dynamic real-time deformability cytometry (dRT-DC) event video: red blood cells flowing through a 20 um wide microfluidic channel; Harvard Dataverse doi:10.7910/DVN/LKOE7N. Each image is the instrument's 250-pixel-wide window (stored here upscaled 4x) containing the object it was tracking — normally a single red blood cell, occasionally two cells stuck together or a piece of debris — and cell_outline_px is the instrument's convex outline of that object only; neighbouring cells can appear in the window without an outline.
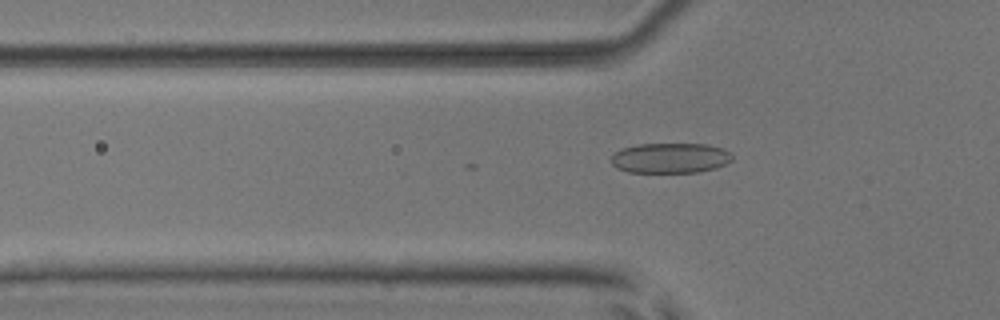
{"species": "common noctule bat (a hibernating species)", "species_latin": "Nyctalus noctula", "temperature_condition": "room temperature", "stored_images_in_passage": 27, "camera_frame_rate_fps": 3000, "um_per_image_px": 0.085, "animal": {"sex": "male", "body_mass_g": 17.9, "forearm_length_mm": 54.2}, "frame": {"image": 1, "passage_image": 18, "time_ms": 5.667, "image_size_px": [1000, 320], "cell_outline_px": [[732, 160], [716, 168], [700, 172], [628, 172], [616, 168], [612, 164], [612, 156], [620, 148], [640, 144], [708, 144], [724, 148], [732, 152]], "centroid_in_image_um": [57.0, 13.43], "position_along_channel_um": 68.8, "area_um2": 21.44}}
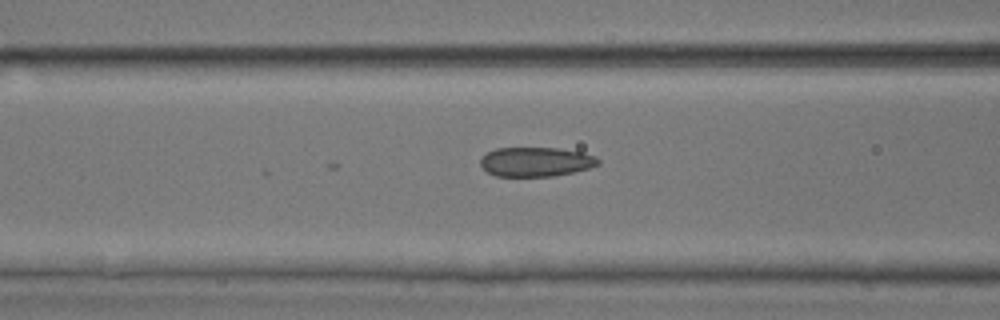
{"frame": {"image": 2, "passage_image": 22, "time_ms": 7.0, "image_size_px": [1000, 320], "cell_outline_px": [[600, 164], [592, 168], [556, 176], [496, 176], [488, 172], [480, 164], [480, 160], [488, 152], [496, 148], [560, 148], [584, 152], [596, 156], [600, 160]], "centroid_in_image_um": [45.62, 13.75], "position_along_channel_um": 121.0, "area_um2": 20.35}}